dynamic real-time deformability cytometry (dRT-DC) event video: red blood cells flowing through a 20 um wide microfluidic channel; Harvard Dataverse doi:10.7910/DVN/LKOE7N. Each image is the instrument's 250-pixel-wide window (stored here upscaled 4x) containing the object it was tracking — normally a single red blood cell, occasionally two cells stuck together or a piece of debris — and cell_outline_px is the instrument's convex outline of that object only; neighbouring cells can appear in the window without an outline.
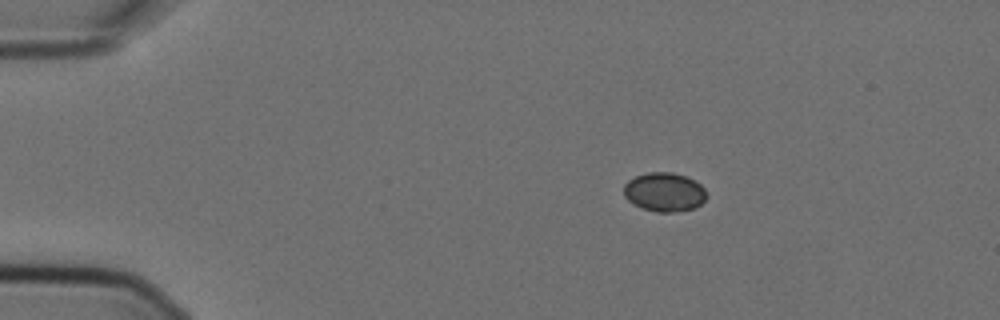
{"species": "Egyptian fruit bat (a non-hibernating species)", "species_latin": "Rousettus aegyptiacus", "temperature_condition": "cold", "stored_images_in_passage": 4, "camera_frame_rate_fps": 3000, "um_per_image_px": 0.085, "animal": {"sex": "female"}, "frame": {"image": 1, "passage_image": 2, "time_ms": 0.333, "image_size_px": [1000, 320], "cell_outline_px": [[704, 200], [696, 208], [672, 212], [656, 212], [640, 208], [628, 200], [624, 196], [624, 184], [628, 180], [636, 176], [648, 172], [672, 172], [696, 180], [704, 188]], "centroid_in_image_um": [56.44, 16.32], "position_along_channel_um": 28.6, "area_um2": 18.79}}